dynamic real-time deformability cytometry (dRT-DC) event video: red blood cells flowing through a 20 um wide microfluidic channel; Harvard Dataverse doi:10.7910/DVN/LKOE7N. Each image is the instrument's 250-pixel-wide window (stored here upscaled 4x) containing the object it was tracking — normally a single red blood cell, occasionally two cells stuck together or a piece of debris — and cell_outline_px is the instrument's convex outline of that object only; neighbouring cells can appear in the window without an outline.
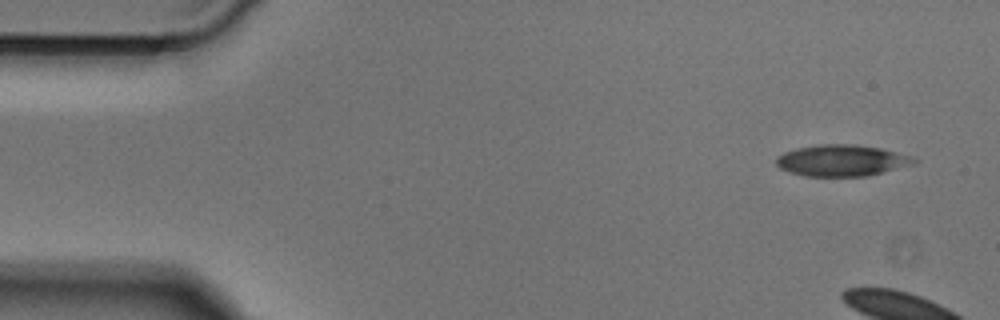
{"species": "Egyptian fruit bat (a non-hibernating species)", "species_latin": "Rousettus aegyptiacus", "temperature_condition": "cold", "stored_images_in_passage": 4, "camera_frame_rate_fps": 3000, "um_per_image_px": 0.085, "animal": {"sex": "male"}, "frame": {"image": 1, "passage_image": 1, "time_ms": 0.0, "image_size_px": [1000, 320], "cell_outline_px": [[920, 160], [916, 164], [868, 176], [804, 176], [788, 172], [780, 168], [776, 164], [776, 156], [784, 152], [796, 148], [820, 144], [856, 144], [880, 148], [912, 156]], "centroid_in_image_um": [71.57, 13.64], "position_along_channel_um": 13.4, "area_um2": 25.49}}
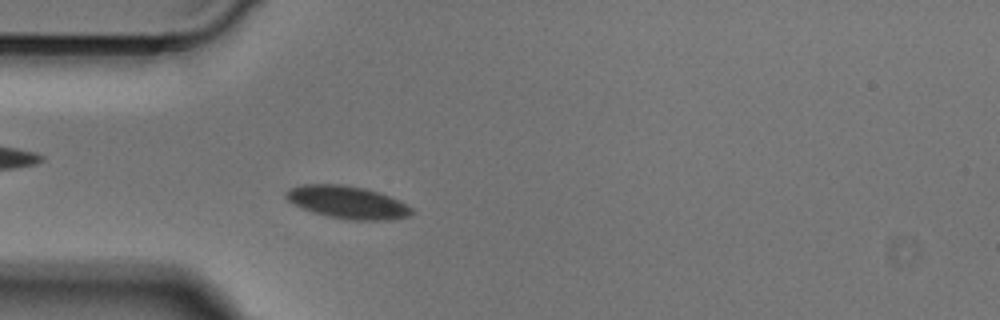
{"frame": {"image": 2, "passage_image": 4, "time_ms": 1.0, "image_size_px": [1000, 320], "cell_outline_px": [[412, 212], [408, 216], [392, 220], [348, 220], [328, 216], [312, 212], [292, 204], [284, 196], [284, 192], [288, 188], [300, 184], [340, 184], [364, 188], [388, 196], [412, 208]], "centroid_in_image_um": [29.44, 17.19], "position_along_channel_um": 55.6, "area_um2": 23.81}}